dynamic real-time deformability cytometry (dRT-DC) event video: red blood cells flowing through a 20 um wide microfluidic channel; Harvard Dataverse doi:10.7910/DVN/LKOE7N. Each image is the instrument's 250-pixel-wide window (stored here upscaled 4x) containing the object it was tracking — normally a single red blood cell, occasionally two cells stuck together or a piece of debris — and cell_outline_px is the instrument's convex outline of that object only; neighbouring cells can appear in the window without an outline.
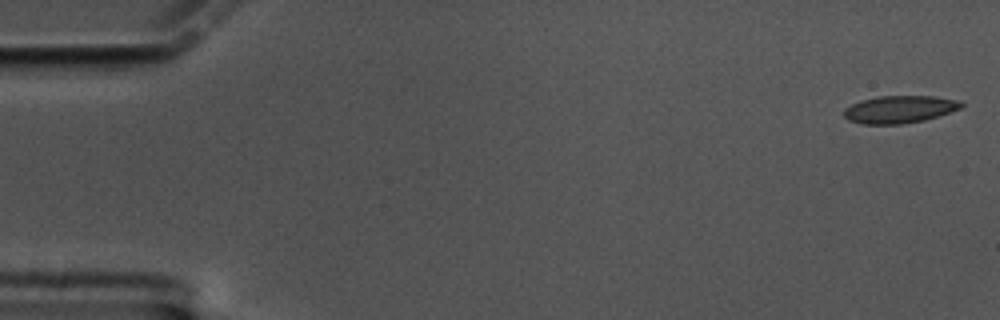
{"species": "common noctule bat (a hibernating species)", "species_latin": "Nyctalus noctula", "temperature_condition": "cold", "stored_images_in_passage": 59, "camera_frame_rate_fps": 3000, "um_per_image_px": 0.085, "animal": {"sex": "male", "body_mass_g": 17.5, "forearm_length_mm": 52.3}, "frame": {"image": 1, "passage_image": 1, "time_ms": 0.0, "image_size_px": [1000, 320], "cell_outline_px": [[964, 104], [960, 108], [924, 120], [900, 124], [864, 124], [848, 120], [844, 116], [844, 108], [860, 100], [880, 96], [936, 96], [960, 100]], "centroid_in_image_um": [76.44, 9.28], "position_along_channel_um": 8.6, "area_um2": 18.67}}
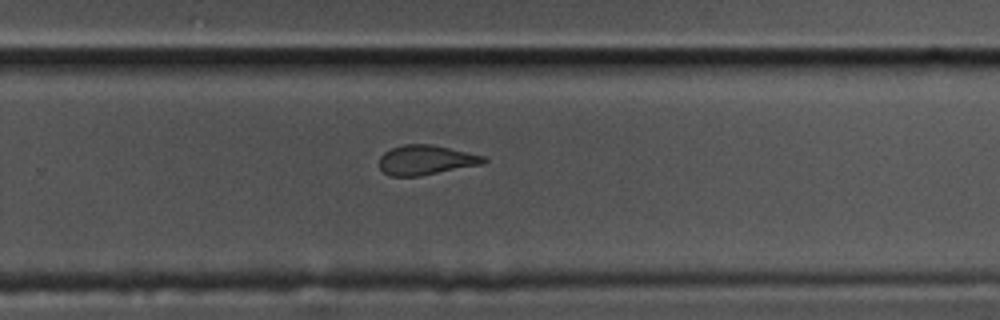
{"frame": {"image": 2, "passage_image": 38, "time_ms": 12.333, "image_size_px": [1000, 320], "cell_outline_px": [[488, 160], [484, 164], [420, 176], [388, 176], [380, 168], [380, 156], [384, 152], [392, 148], [404, 144], [432, 144], [484, 156]], "centroid_in_image_um": [36.21, 13.6], "position_along_channel_um": 293.6, "area_um2": 18.09}}
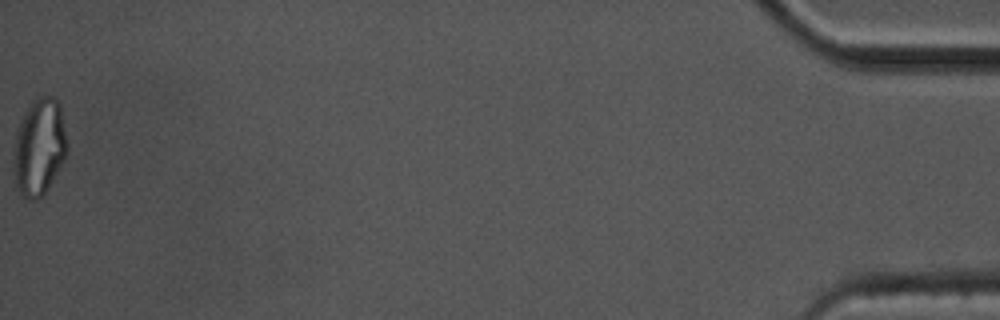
{"frame": {"image": 3, "passage_image": 59, "time_ms": 19.333, "image_size_px": [1000, 320], "cell_outline_px": [[68, 152], [64, 160], [48, 188], [36, 200], [28, 200], [20, 196], [16, 184], [16, 132], [20, 120], [24, 112], [32, 100], [36, 96], [52, 96], [60, 104], [68, 144]], "centroid_in_image_um": [3.38, 12.46], "position_along_channel_um": 431.8, "area_um2": 29.94}, "authors_computed_cell_mechanics": {"area_um2": 19.0162, "velocity_mm_per_s": 3.3984, "shape_relaxation_time_tau1_ms": 6.1523, "shape_relaxation_time_tau2_ms": 2.0563, "deformation_change_tau1": 0.1673, "deformation_change_tau2": 0.09}}